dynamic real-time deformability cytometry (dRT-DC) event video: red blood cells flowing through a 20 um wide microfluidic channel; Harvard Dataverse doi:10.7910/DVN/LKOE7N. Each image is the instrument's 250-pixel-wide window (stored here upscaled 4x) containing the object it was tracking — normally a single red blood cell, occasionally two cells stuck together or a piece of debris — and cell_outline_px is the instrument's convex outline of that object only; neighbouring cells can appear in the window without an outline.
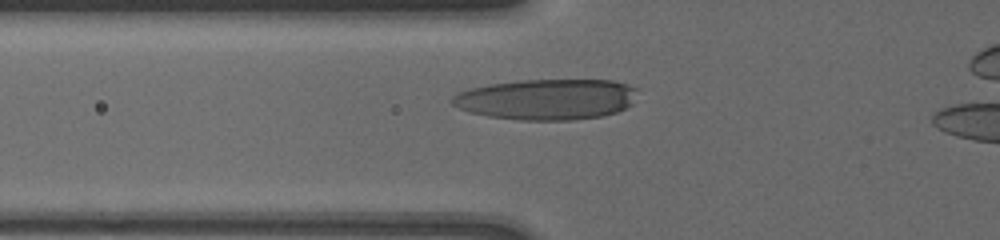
{"species": "human", "species_latin": "Homo sapiens", "temperature_condition": "cold", "stored_images_in_passage": 6, "camera_frame_rate_fps": 3000, "um_per_image_px": 0.085, "donor": {"sex": "male"}, "frame": {"image": 1, "passage_image": 4, "time_ms": 2.0, "image_size_px": [1000, 240], "cell_outline_px": [[636, 88], [632, 104], [616, 112], [604, 116], [572, 120], [520, 120], [488, 116], [472, 112], [460, 108], [452, 104], [448, 100], [456, 92], [468, 88], [492, 84], [520, 80], [612, 80], [628, 84]], "centroid_in_image_um": [46.45, 8.44], "position_along_channel_um": 79.4, "area_um2": 44.1}}
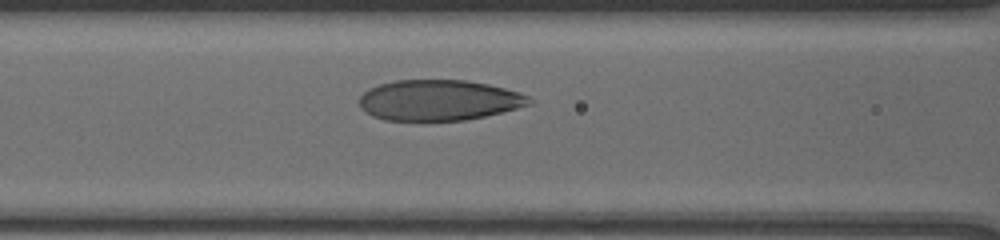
{"frame": {"image": 2, "passage_image": 6, "time_ms": 3.333, "image_size_px": [1000, 240], "cell_outline_px": [[532, 104], [484, 116], [464, 120], [384, 120], [372, 116], [360, 108], [360, 96], [368, 88], [380, 84], [396, 80], [468, 80], [488, 84], [520, 92], [528, 96], [532, 100]], "centroid_in_image_um": [37.29, 8.51], "position_along_channel_um": 129.3, "area_um2": 40.17}}